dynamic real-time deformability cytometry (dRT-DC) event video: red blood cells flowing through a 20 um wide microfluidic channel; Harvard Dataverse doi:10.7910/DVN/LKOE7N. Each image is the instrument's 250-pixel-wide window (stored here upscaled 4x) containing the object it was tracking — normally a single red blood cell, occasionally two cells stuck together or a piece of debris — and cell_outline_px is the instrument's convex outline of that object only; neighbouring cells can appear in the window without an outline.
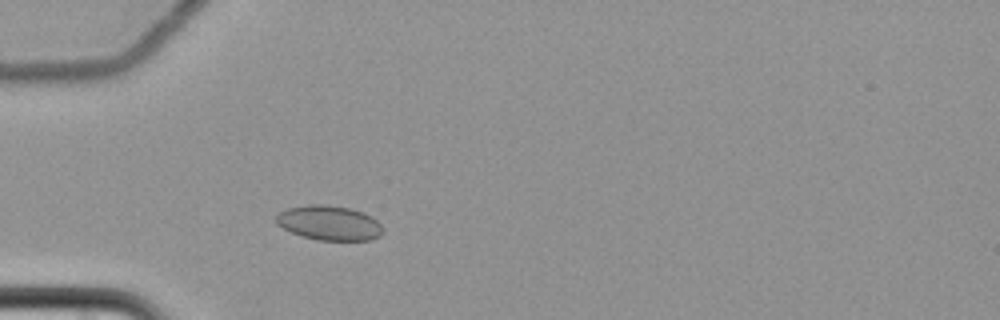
{"species": "common noctule bat (a hibernating species)", "species_latin": "Nyctalus noctula", "temperature_condition": "cold", "stored_images_in_passage": 47, "camera_frame_rate_fps": 3000, "um_per_image_px": 0.085, "animal": {"sex": "female", "body_mass_g": 22.7, "forearm_length_mm": 54.2}, "frame": {"image": 1, "passage_image": 6, "time_ms": 1.667, "image_size_px": [1000, 320], "cell_outline_px": [[384, 232], [380, 236], [368, 240], [316, 240], [300, 236], [276, 224], [276, 216], [280, 212], [288, 208], [308, 204], [324, 204], [348, 208], [364, 212], [372, 216], [384, 228]], "centroid_in_image_um": [28.0, 18.95], "position_along_channel_um": 57.0, "area_um2": 21.68}}
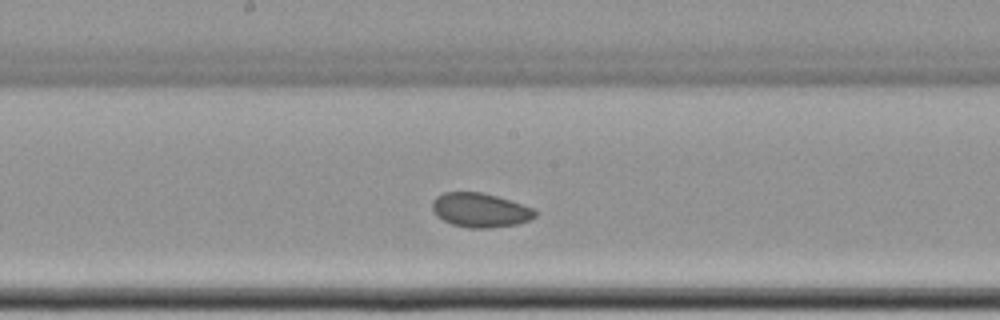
{"frame": {"image": 2, "passage_image": 20, "time_ms": 6.333, "image_size_px": [1000, 320], "cell_outline_px": [[536, 216], [528, 220], [516, 224], [492, 228], [468, 228], [452, 224], [436, 216], [432, 208], [432, 200], [436, 196], [444, 192], [484, 192], [532, 208], [536, 212]], "centroid_in_image_um": [40.77, 17.86], "position_along_channel_um": 207.4, "area_um2": 20.4}}
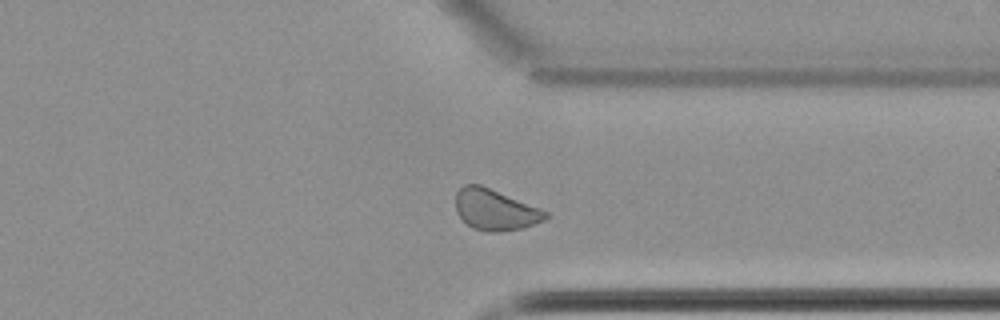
{"frame": {"image": 3, "passage_image": 34, "time_ms": 11.0, "image_size_px": [1000, 320], "cell_outline_px": [[548, 216], [544, 220], [524, 228], [500, 232], [488, 232], [472, 228], [456, 212], [456, 192], [464, 184], [480, 184], [540, 208], [548, 212]], "centroid_in_image_um": [42.08, 17.83], "position_along_channel_um": 369.3, "area_um2": 21.44}, "authors_computed_cell_mechanics": {"area_um2": 21.0392, "velocity_mm_per_s": 3.465, "shape_relaxation_time_tau1_ms": null, "shape_relaxation_time_tau2_ms": 3.598, "deformation_change_tau1": null, "deformation_change_tau2": 0.054}}